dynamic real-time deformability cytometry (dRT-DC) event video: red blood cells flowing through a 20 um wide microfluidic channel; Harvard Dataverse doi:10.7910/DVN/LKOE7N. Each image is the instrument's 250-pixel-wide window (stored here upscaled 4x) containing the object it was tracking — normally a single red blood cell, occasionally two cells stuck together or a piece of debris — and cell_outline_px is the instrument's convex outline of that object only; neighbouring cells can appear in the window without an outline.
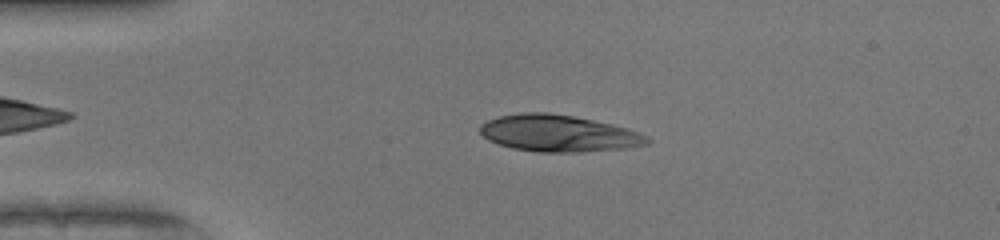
{"species": "human", "species_latin": "Homo sapiens", "temperature_condition": "warm", "stored_images_in_passage": 47, "camera_frame_rate_fps": 3000, "um_per_image_px": 0.085, "donor": {"sex": "female"}, "frame": {"image": 1, "passage_image": 9, "time_ms": 2.667, "image_size_px": [1000, 240], "cell_outline_px": [[648, 144], [624, 148], [580, 152], [536, 152], [512, 148], [488, 140], [480, 132], [480, 124], [488, 120], [500, 116], [520, 112], [548, 112], [572, 116], [592, 120], [628, 128], [644, 136], [648, 140]], "centroid_in_image_um": [47.41, 11.33], "position_along_channel_um": 37.6, "area_um2": 35.43}}
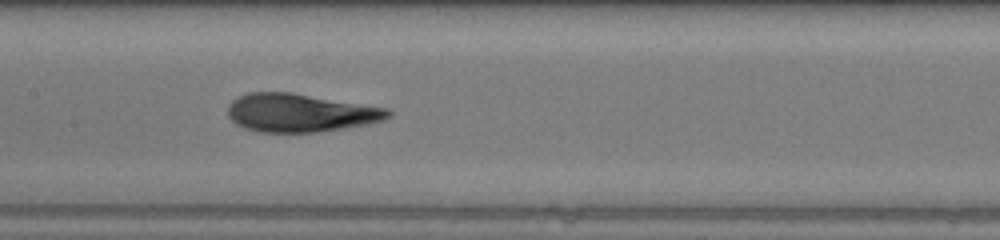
{"frame": {"image": 2, "passage_image": 22, "time_ms": 7.0, "image_size_px": [1000, 240], "cell_outline_px": [[392, 116], [384, 120], [368, 124], [316, 132], [260, 132], [244, 128], [236, 124], [228, 116], [228, 104], [232, 100], [248, 92], [292, 92], [388, 108], [392, 112]], "centroid_in_image_um": [25.52, 9.58], "position_along_channel_um": 181.9, "area_um2": 35.84}}
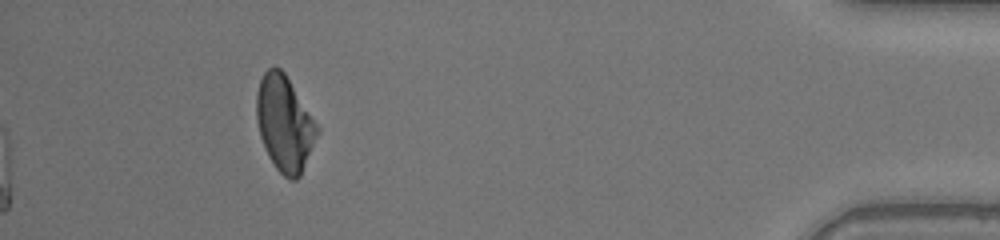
{"frame": {"image": 3, "passage_image": 43, "time_ms": 14.0, "image_size_px": [1000, 240], "cell_outline_px": [[320, 132], [300, 176], [296, 180], [288, 180], [276, 168], [268, 156], [260, 136], [256, 116], [256, 92], [260, 80], [264, 72], [268, 68], [280, 68], [284, 72], [320, 128]], "centroid_in_image_um": [24.19, 10.52], "position_along_channel_um": 411.0, "area_um2": 33.7}, "authors_computed_cell_mechanics": {"area_um2": 35.6048, "velocity_mm_per_s": 4.153, "shape_relaxation_time_tau1_ms": 7.909, "shape_relaxation_time_tau2_ms": 1.1146, "deformation_change_tau1": 0.2761, "deformation_change_tau2": 0.0654}}